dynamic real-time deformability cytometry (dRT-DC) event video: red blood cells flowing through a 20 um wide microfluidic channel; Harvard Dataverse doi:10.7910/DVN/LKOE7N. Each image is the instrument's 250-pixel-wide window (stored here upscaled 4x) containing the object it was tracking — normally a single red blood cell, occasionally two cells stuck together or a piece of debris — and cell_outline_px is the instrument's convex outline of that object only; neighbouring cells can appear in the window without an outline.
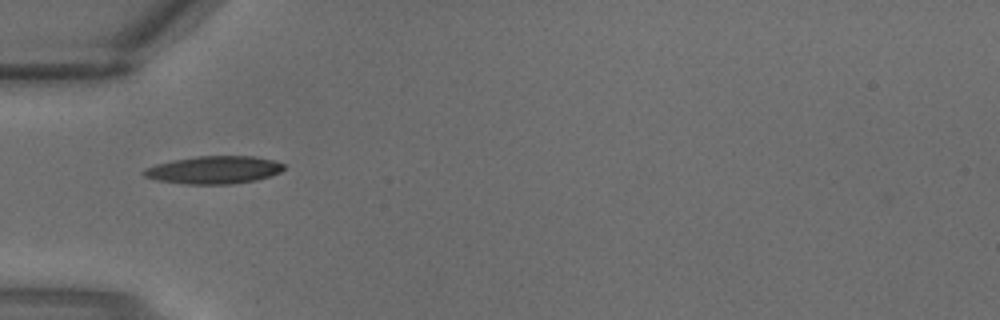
{"species": "common noctule bat (a hibernating species)", "species_latin": "Nyctalus noctula", "temperature_condition": "warm", "stored_images_in_passage": 1, "camera_frame_rate_fps": 3000, "um_per_image_px": 0.085, "animal": {"sex": "male", "body_mass_g": 18.8}, "frame": {"image": 1, "passage_image": 1, "time_ms": 0.0, "image_size_px": [1000, 320], "cell_outline_px": [[284, 168], [280, 172], [256, 180], [228, 184], [184, 184], [156, 180], [144, 176], [140, 172], [144, 168], [156, 164], [172, 160], [196, 156], [256, 156], [272, 160], [284, 164]], "centroid_in_image_um": [18.13, 14.44], "position_along_channel_um": 66.9, "area_um2": 22.66}}